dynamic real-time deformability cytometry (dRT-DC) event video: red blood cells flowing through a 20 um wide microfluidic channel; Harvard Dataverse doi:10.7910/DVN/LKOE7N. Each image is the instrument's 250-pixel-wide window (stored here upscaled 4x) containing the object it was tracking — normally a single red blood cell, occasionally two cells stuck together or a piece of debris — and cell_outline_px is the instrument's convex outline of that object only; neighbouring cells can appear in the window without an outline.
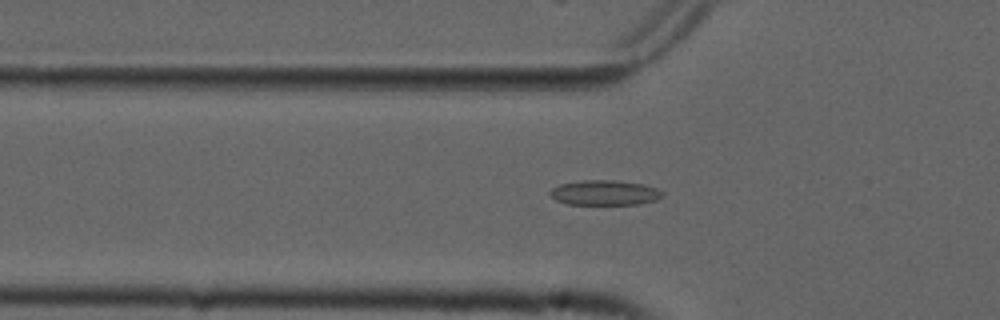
{"species": "common noctule bat (a hibernating species)", "species_latin": "Nyctalus noctula", "temperature_condition": "cold", "stored_images_in_passage": 43, "camera_frame_rate_fps": 3000, "um_per_image_px": 0.085, "animal": {"sex": "male", "forearm_length_mm": 52.5}, "frame": {"image": 1, "passage_image": 7, "time_ms": 2.0, "image_size_px": [1000, 320], "cell_outline_px": [[664, 196], [656, 200], [640, 204], [568, 204], [556, 200], [548, 192], [552, 188], [560, 184], [580, 180], [616, 180], [640, 184], [656, 188], [664, 192]], "centroid_in_image_um": [51.4, 16.38], "position_along_channel_um": 74.4, "area_um2": 16.36}}
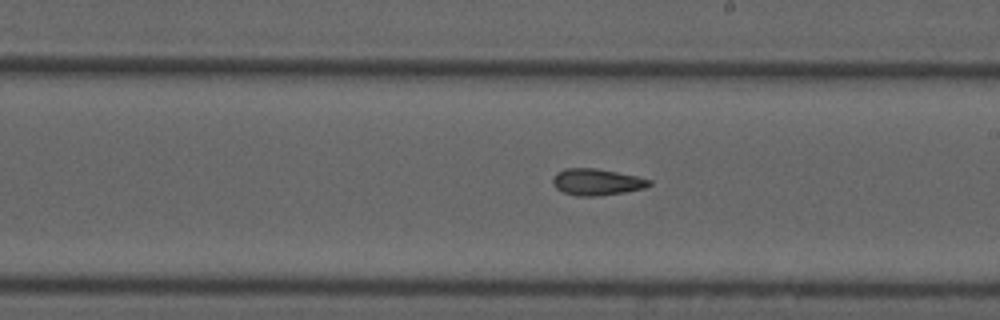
{"frame": {"image": 2, "passage_image": 20, "time_ms": 6.333, "image_size_px": [1000, 320], "cell_outline_px": [[652, 184], [644, 188], [624, 192], [600, 196], [576, 196], [564, 192], [556, 188], [552, 184], [552, 180], [556, 172], [564, 168], [596, 168], [636, 176], [652, 180]], "centroid_in_image_um": [50.7, 15.47], "position_along_channel_um": 238.3, "area_um2": 14.97}}
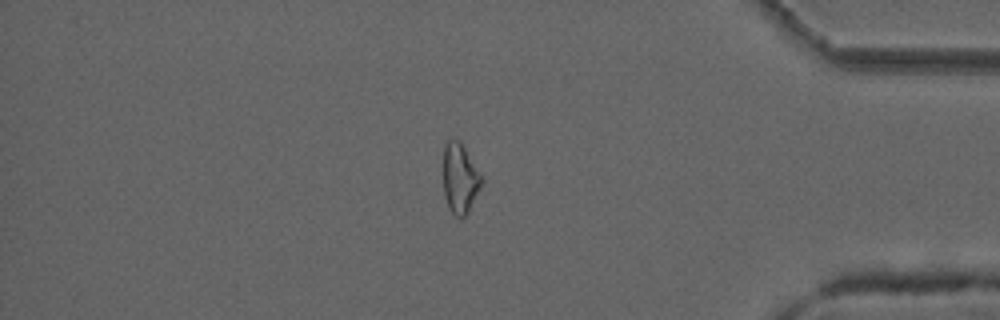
{"frame": {"image": 3, "passage_image": 35, "time_ms": 11.333, "image_size_px": [1000, 320], "cell_outline_px": [[484, 180], [468, 212], [464, 216], [456, 216], [448, 208], [444, 196], [444, 148], [448, 140], [460, 140]], "centroid_in_image_um": [39.1, 15.17], "position_along_channel_um": 396.1, "area_um2": 15.37}}